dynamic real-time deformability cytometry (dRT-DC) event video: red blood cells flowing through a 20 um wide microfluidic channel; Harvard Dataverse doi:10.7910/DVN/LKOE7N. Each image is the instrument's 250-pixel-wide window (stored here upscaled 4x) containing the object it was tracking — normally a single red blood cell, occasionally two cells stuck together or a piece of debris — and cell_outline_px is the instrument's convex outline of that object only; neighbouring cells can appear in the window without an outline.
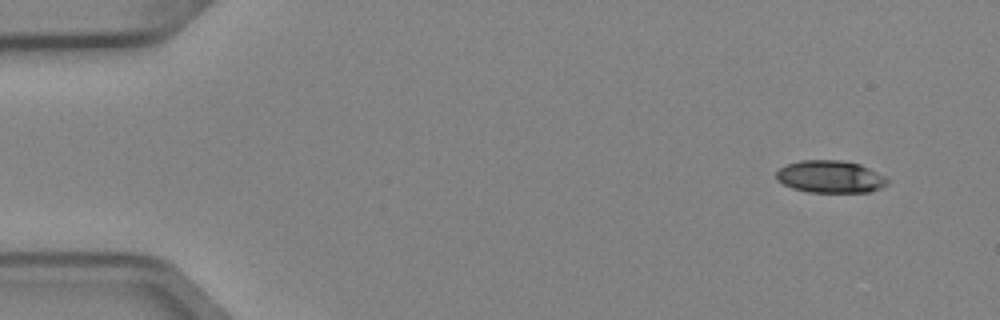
{"species": "Egyptian fruit bat (a non-hibernating species)", "species_latin": "Rousettus aegyptiacus", "temperature_condition": "cold", "stored_images_in_passage": 4, "segment_of_instrument_passage": [2, 2], "camera_frame_rate_fps": 3000, "um_per_image_px": 0.085, "animal": {"sex": "female"}, "frame": {"image": 1, "passage_image": 4, "time_ms": 1.0, "image_size_px": [1000, 320], "cell_outline_px": [[888, 184], [880, 188], [868, 192], [808, 192], [792, 188], [776, 180], [776, 172], [780, 168], [788, 164], [800, 160], [840, 160], [860, 164], [884, 176], [888, 180]], "centroid_in_image_um": [70.55, 15.02], "position_along_channel_um": 14.4, "area_um2": 20.87}}